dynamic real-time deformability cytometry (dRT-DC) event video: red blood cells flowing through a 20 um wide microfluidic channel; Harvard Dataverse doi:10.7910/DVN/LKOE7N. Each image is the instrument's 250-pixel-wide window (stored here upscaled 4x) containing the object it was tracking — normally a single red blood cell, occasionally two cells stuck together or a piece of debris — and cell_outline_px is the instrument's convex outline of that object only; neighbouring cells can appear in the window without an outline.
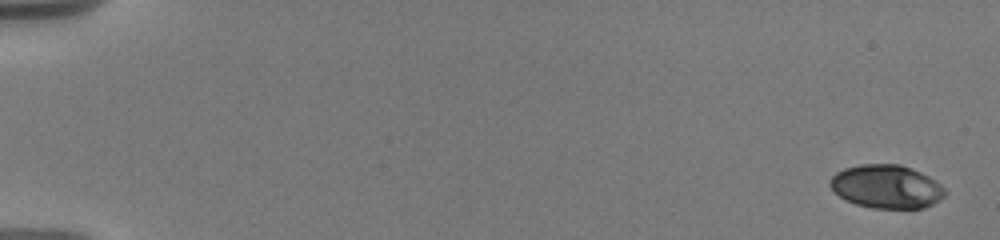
{"species": "human", "species_latin": "Homo sapiens", "temperature_condition": "warm", "stored_images_in_passage": 57, "camera_frame_rate_fps": 3000, "um_per_image_px": 0.085, "donor": {"sex": "male"}, "frame": {"image": 1, "passage_image": 1, "time_ms": 0.0, "image_size_px": [1000, 240], "cell_outline_px": [[948, 192], [940, 200], [924, 208], [872, 208], [856, 204], [844, 200], [828, 184], [828, 180], [836, 172], [844, 168], [860, 164], [900, 164], [912, 168], [936, 180]], "centroid_in_image_um": [75.35, 15.86], "position_along_channel_um": 9.7, "area_um2": 29.3}}
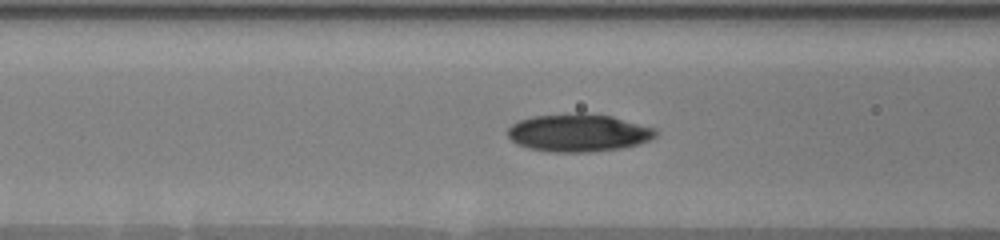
{"frame": {"image": 2, "passage_image": 27, "time_ms": 7.667, "image_size_px": [1000, 240], "cell_outline_px": [[656, 136], [648, 140], [636, 144], [620, 148], [592, 152], [556, 152], [528, 148], [516, 144], [508, 136], [508, 128], [512, 124], [520, 120], [532, 116], [576, 112], [584, 112], [612, 116], [656, 128]], "centroid_in_image_um": [49.15, 11.27], "position_along_channel_um": 117.5, "area_um2": 32.66}}
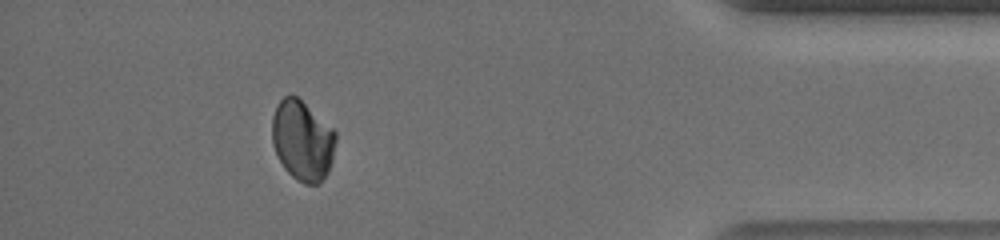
{"frame": {"image": 3, "passage_image": 55, "time_ms": 16.667, "image_size_px": [1000, 240], "cell_outline_px": [[336, 140], [332, 160], [328, 172], [316, 184], [304, 184], [296, 180], [284, 168], [272, 144], [272, 116], [276, 104], [284, 96], [296, 96], [336, 128]], "centroid_in_image_um": [25.72, 11.91], "position_along_channel_um": 409.5, "area_um2": 30.0}, "authors_computed_cell_mechanics": {"area_um2": 30.056, "velocity_mm_per_s": 3.6662, "shape_relaxation_time_tau1_ms": 4.4976, "shape_relaxation_time_tau2_ms": 6.9913, "deformation_change_tau1": 0.1091, "deformation_change_tau2": 0.0618}}